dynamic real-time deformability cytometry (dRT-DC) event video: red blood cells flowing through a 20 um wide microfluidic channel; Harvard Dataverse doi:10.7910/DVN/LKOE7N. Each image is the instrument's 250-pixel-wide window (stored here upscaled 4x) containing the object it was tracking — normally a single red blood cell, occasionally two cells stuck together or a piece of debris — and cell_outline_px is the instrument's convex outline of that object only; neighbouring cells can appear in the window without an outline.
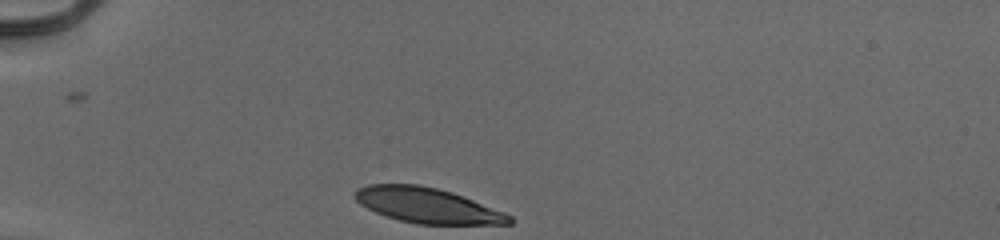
{"species": "human", "species_latin": "Homo sapiens", "temperature_condition": "cold", "stored_images_in_passage": 30, "camera_frame_rate_fps": 3000, "um_per_image_px": 0.085, "donor": {"sex": "male"}, "frame": {"image": 1, "passage_image": 1, "time_ms": 0.0, "image_size_px": [1000, 240], "cell_outline_px": [[516, 220], [512, 224], [416, 224], [384, 216], [360, 204], [352, 196], [356, 188], [368, 184], [420, 184], [452, 192], [504, 212], [512, 216]], "centroid_in_image_um": [36.31, 17.46], "position_along_channel_um": 48.7, "area_um2": 31.79}}
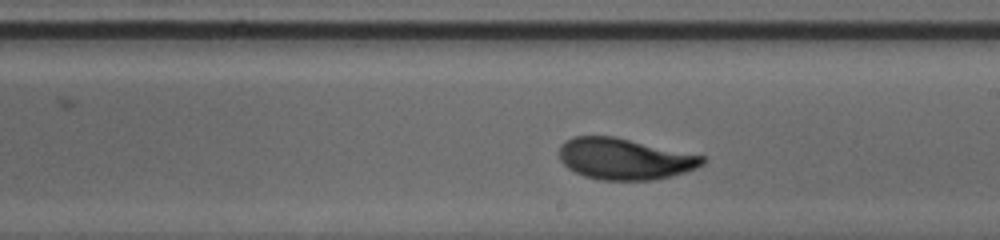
{"frame": {"image": 2, "passage_image": 18, "time_ms": 5.667, "image_size_px": [1000, 240], "cell_outline_px": [[704, 164], [696, 168], [672, 176], [652, 180], [600, 180], [584, 176], [568, 168], [560, 160], [560, 144], [572, 136], [612, 136], [704, 156]], "centroid_in_image_um": [53.06, 13.51], "position_along_channel_um": 235.9, "area_um2": 34.22}}
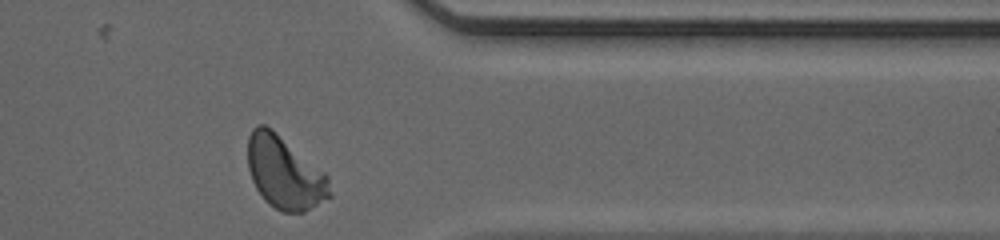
{"frame": {"image": 3, "passage_image": 30, "time_ms": 9.667, "image_size_px": [1000, 240], "cell_outline_px": [[332, 196], [304, 212], [280, 212], [268, 204], [264, 200], [256, 188], [252, 180], [248, 168], [248, 136], [252, 128], [256, 124], [264, 124], [272, 128], [324, 172], [328, 176]], "centroid_in_image_um": [24.17, 14.68], "position_along_channel_um": 387.2, "area_um2": 34.8}, "authors_computed_cell_mechanics": {"area_um2": 33.813, "velocity_mm_per_s": 3.9261, "shape_relaxation_time_tau1_ms": 2.4466, "shape_relaxation_time_tau2_ms": null, "deformation_change_tau1": 0.1504, "deformation_change_tau2": null}}